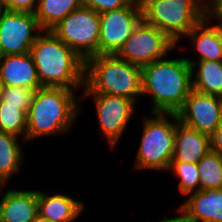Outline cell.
I'll return each mask as SVG.
<instances>
[{"mask_svg": "<svg viewBox=\"0 0 222 222\" xmlns=\"http://www.w3.org/2000/svg\"><path fill=\"white\" fill-rule=\"evenodd\" d=\"M35 92L36 90L26 87L4 86L0 101H6V105L17 106L20 110H23L27 114L30 106L32 105Z\"/></svg>", "mask_w": 222, "mask_h": 222, "instance_id": "d4e9b609", "label": "cell"}, {"mask_svg": "<svg viewBox=\"0 0 222 222\" xmlns=\"http://www.w3.org/2000/svg\"><path fill=\"white\" fill-rule=\"evenodd\" d=\"M30 53L43 87L84 88L85 61L50 30L37 36Z\"/></svg>", "mask_w": 222, "mask_h": 222, "instance_id": "7a4b0ae2", "label": "cell"}, {"mask_svg": "<svg viewBox=\"0 0 222 222\" xmlns=\"http://www.w3.org/2000/svg\"><path fill=\"white\" fill-rule=\"evenodd\" d=\"M2 222H31L38 215V190L8 189L1 196Z\"/></svg>", "mask_w": 222, "mask_h": 222, "instance_id": "9a60e30c", "label": "cell"}, {"mask_svg": "<svg viewBox=\"0 0 222 222\" xmlns=\"http://www.w3.org/2000/svg\"><path fill=\"white\" fill-rule=\"evenodd\" d=\"M168 56L142 67V95L151 96V113H176L193 90L191 65Z\"/></svg>", "mask_w": 222, "mask_h": 222, "instance_id": "6da1fadb", "label": "cell"}, {"mask_svg": "<svg viewBox=\"0 0 222 222\" xmlns=\"http://www.w3.org/2000/svg\"><path fill=\"white\" fill-rule=\"evenodd\" d=\"M42 31L34 13L5 10L0 17V56L29 53Z\"/></svg>", "mask_w": 222, "mask_h": 222, "instance_id": "30bf717a", "label": "cell"}, {"mask_svg": "<svg viewBox=\"0 0 222 222\" xmlns=\"http://www.w3.org/2000/svg\"><path fill=\"white\" fill-rule=\"evenodd\" d=\"M178 48L182 47L173 43L164 32L141 21L116 55L142 68Z\"/></svg>", "mask_w": 222, "mask_h": 222, "instance_id": "ba28073f", "label": "cell"}, {"mask_svg": "<svg viewBox=\"0 0 222 222\" xmlns=\"http://www.w3.org/2000/svg\"><path fill=\"white\" fill-rule=\"evenodd\" d=\"M99 55L117 54L142 21L139 0L128 6L99 14Z\"/></svg>", "mask_w": 222, "mask_h": 222, "instance_id": "9c48e42d", "label": "cell"}, {"mask_svg": "<svg viewBox=\"0 0 222 222\" xmlns=\"http://www.w3.org/2000/svg\"><path fill=\"white\" fill-rule=\"evenodd\" d=\"M0 76L4 86L26 87L37 90L43 86L37 76L31 53L0 56Z\"/></svg>", "mask_w": 222, "mask_h": 222, "instance_id": "5bb4252c", "label": "cell"}, {"mask_svg": "<svg viewBox=\"0 0 222 222\" xmlns=\"http://www.w3.org/2000/svg\"><path fill=\"white\" fill-rule=\"evenodd\" d=\"M200 190L222 189V157L210 151L197 163Z\"/></svg>", "mask_w": 222, "mask_h": 222, "instance_id": "7402d4cb", "label": "cell"}, {"mask_svg": "<svg viewBox=\"0 0 222 222\" xmlns=\"http://www.w3.org/2000/svg\"><path fill=\"white\" fill-rule=\"evenodd\" d=\"M0 131L14 134L26 140L27 117L17 106L0 101Z\"/></svg>", "mask_w": 222, "mask_h": 222, "instance_id": "603a6c76", "label": "cell"}, {"mask_svg": "<svg viewBox=\"0 0 222 222\" xmlns=\"http://www.w3.org/2000/svg\"><path fill=\"white\" fill-rule=\"evenodd\" d=\"M5 10L35 13L38 0H1Z\"/></svg>", "mask_w": 222, "mask_h": 222, "instance_id": "4316f807", "label": "cell"}, {"mask_svg": "<svg viewBox=\"0 0 222 222\" xmlns=\"http://www.w3.org/2000/svg\"><path fill=\"white\" fill-rule=\"evenodd\" d=\"M211 150L222 157V123L210 136Z\"/></svg>", "mask_w": 222, "mask_h": 222, "instance_id": "83f0119b", "label": "cell"}, {"mask_svg": "<svg viewBox=\"0 0 222 222\" xmlns=\"http://www.w3.org/2000/svg\"><path fill=\"white\" fill-rule=\"evenodd\" d=\"M191 70L193 90L222 98V61H195Z\"/></svg>", "mask_w": 222, "mask_h": 222, "instance_id": "d6986e66", "label": "cell"}, {"mask_svg": "<svg viewBox=\"0 0 222 222\" xmlns=\"http://www.w3.org/2000/svg\"><path fill=\"white\" fill-rule=\"evenodd\" d=\"M142 21L164 32L177 46L208 15L207 0H139Z\"/></svg>", "mask_w": 222, "mask_h": 222, "instance_id": "5b68a950", "label": "cell"}, {"mask_svg": "<svg viewBox=\"0 0 222 222\" xmlns=\"http://www.w3.org/2000/svg\"><path fill=\"white\" fill-rule=\"evenodd\" d=\"M211 149L210 136L188 127L180 121L176 124L174 154L171 161L197 164Z\"/></svg>", "mask_w": 222, "mask_h": 222, "instance_id": "e0dca14e", "label": "cell"}, {"mask_svg": "<svg viewBox=\"0 0 222 222\" xmlns=\"http://www.w3.org/2000/svg\"><path fill=\"white\" fill-rule=\"evenodd\" d=\"M133 0H81V5L104 13L128 6Z\"/></svg>", "mask_w": 222, "mask_h": 222, "instance_id": "484cf974", "label": "cell"}, {"mask_svg": "<svg viewBox=\"0 0 222 222\" xmlns=\"http://www.w3.org/2000/svg\"><path fill=\"white\" fill-rule=\"evenodd\" d=\"M90 96L96 108L100 131L111 149L116 148L135 112L136 104L125 97L102 93H82L81 97L84 99Z\"/></svg>", "mask_w": 222, "mask_h": 222, "instance_id": "8fae6325", "label": "cell"}, {"mask_svg": "<svg viewBox=\"0 0 222 222\" xmlns=\"http://www.w3.org/2000/svg\"><path fill=\"white\" fill-rule=\"evenodd\" d=\"M82 60L99 55V13L80 6L50 30Z\"/></svg>", "mask_w": 222, "mask_h": 222, "instance_id": "52a82bcc", "label": "cell"}, {"mask_svg": "<svg viewBox=\"0 0 222 222\" xmlns=\"http://www.w3.org/2000/svg\"><path fill=\"white\" fill-rule=\"evenodd\" d=\"M86 205L63 193L48 195L38 191V215L50 222H74L81 216Z\"/></svg>", "mask_w": 222, "mask_h": 222, "instance_id": "ac0fdd59", "label": "cell"}, {"mask_svg": "<svg viewBox=\"0 0 222 222\" xmlns=\"http://www.w3.org/2000/svg\"><path fill=\"white\" fill-rule=\"evenodd\" d=\"M176 114L181 123L211 136L222 123V98L192 90Z\"/></svg>", "mask_w": 222, "mask_h": 222, "instance_id": "7c38bea8", "label": "cell"}, {"mask_svg": "<svg viewBox=\"0 0 222 222\" xmlns=\"http://www.w3.org/2000/svg\"><path fill=\"white\" fill-rule=\"evenodd\" d=\"M4 11H5L4 5L2 4V1L0 0V17Z\"/></svg>", "mask_w": 222, "mask_h": 222, "instance_id": "836d02e7", "label": "cell"}, {"mask_svg": "<svg viewBox=\"0 0 222 222\" xmlns=\"http://www.w3.org/2000/svg\"><path fill=\"white\" fill-rule=\"evenodd\" d=\"M77 91L64 87L37 89L26 114V142L42 136L68 133L81 113Z\"/></svg>", "mask_w": 222, "mask_h": 222, "instance_id": "3957f363", "label": "cell"}, {"mask_svg": "<svg viewBox=\"0 0 222 222\" xmlns=\"http://www.w3.org/2000/svg\"><path fill=\"white\" fill-rule=\"evenodd\" d=\"M80 6L81 0H38L34 14L42 30H51Z\"/></svg>", "mask_w": 222, "mask_h": 222, "instance_id": "44dd1931", "label": "cell"}, {"mask_svg": "<svg viewBox=\"0 0 222 222\" xmlns=\"http://www.w3.org/2000/svg\"><path fill=\"white\" fill-rule=\"evenodd\" d=\"M179 206L190 222H222V189L198 190Z\"/></svg>", "mask_w": 222, "mask_h": 222, "instance_id": "2e32d148", "label": "cell"}, {"mask_svg": "<svg viewBox=\"0 0 222 222\" xmlns=\"http://www.w3.org/2000/svg\"><path fill=\"white\" fill-rule=\"evenodd\" d=\"M173 171L179 179V192L185 197L200 190L199 170L195 163L171 161L167 171Z\"/></svg>", "mask_w": 222, "mask_h": 222, "instance_id": "cb8c5ba5", "label": "cell"}, {"mask_svg": "<svg viewBox=\"0 0 222 222\" xmlns=\"http://www.w3.org/2000/svg\"><path fill=\"white\" fill-rule=\"evenodd\" d=\"M177 210L180 213L178 217L175 216L174 218H163L159 222H189L186 213L180 207Z\"/></svg>", "mask_w": 222, "mask_h": 222, "instance_id": "f546056e", "label": "cell"}, {"mask_svg": "<svg viewBox=\"0 0 222 222\" xmlns=\"http://www.w3.org/2000/svg\"><path fill=\"white\" fill-rule=\"evenodd\" d=\"M3 88H4V83H3V80L1 79V76H0V97H1V93L3 91Z\"/></svg>", "mask_w": 222, "mask_h": 222, "instance_id": "d6a6232c", "label": "cell"}, {"mask_svg": "<svg viewBox=\"0 0 222 222\" xmlns=\"http://www.w3.org/2000/svg\"><path fill=\"white\" fill-rule=\"evenodd\" d=\"M212 20L208 14L185 36L199 54L197 60L185 57L190 65L201 60L222 61V25L212 24Z\"/></svg>", "mask_w": 222, "mask_h": 222, "instance_id": "4fadbf2b", "label": "cell"}, {"mask_svg": "<svg viewBox=\"0 0 222 222\" xmlns=\"http://www.w3.org/2000/svg\"><path fill=\"white\" fill-rule=\"evenodd\" d=\"M6 184L0 179V193L6 188ZM3 189V190H2Z\"/></svg>", "mask_w": 222, "mask_h": 222, "instance_id": "1f68e13d", "label": "cell"}, {"mask_svg": "<svg viewBox=\"0 0 222 222\" xmlns=\"http://www.w3.org/2000/svg\"><path fill=\"white\" fill-rule=\"evenodd\" d=\"M31 222H50V221L37 215L36 218Z\"/></svg>", "mask_w": 222, "mask_h": 222, "instance_id": "4dcf8cb0", "label": "cell"}, {"mask_svg": "<svg viewBox=\"0 0 222 222\" xmlns=\"http://www.w3.org/2000/svg\"><path fill=\"white\" fill-rule=\"evenodd\" d=\"M20 139L26 140L7 132L0 131V179L5 183L21 171V163L24 162Z\"/></svg>", "mask_w": 222, "mask_h": 222, "instance_id": "ffe728a7", "label": "cell"}, {"mask_svg": "<svg viewBox=\"0 0 222 222\" xmlns=\"http://www.w3.org/2000/svg\"><path fill=\"white\" fill-rule=\"evenodd\" d=\"M208 14L212 19L222 25V0H210L208 4Z\"/></svg>", "mask_w": 222, "mask_h": 222, "instance_id": "f1b7e54d", "label": "cell"}, {"mask_svg": "<svg viewBox=\"0 0 222 222\" xmlns=\"http://www.w3.org/2000/svg\"><path fill=\"white\" fill-rule=\"evenodd\" d=\"M142 121V135L136 152L138 170L166 171L174 154L176 113L152 112ZM171 118V119H170Z\"/></svg>", "mask_w": 222, "mask_h": 222, "instance_id": "8992f818", "label": "cell"}, {"mask_svg": "<svg viewBox=\"0 0 222 222\" xmlns=\"http://www.w3.org/2000/svg\"><path fill=\"white\" fill-rule=\"evenodd\" d=\"M82 93L121 96L137 104L142 96V68L116 54L96 55L85 61Z\"/></svg>", "mask_w": 222, "mask_h": 222, "instance_id": "277c9868", "label": "cell"}]
</instances>
